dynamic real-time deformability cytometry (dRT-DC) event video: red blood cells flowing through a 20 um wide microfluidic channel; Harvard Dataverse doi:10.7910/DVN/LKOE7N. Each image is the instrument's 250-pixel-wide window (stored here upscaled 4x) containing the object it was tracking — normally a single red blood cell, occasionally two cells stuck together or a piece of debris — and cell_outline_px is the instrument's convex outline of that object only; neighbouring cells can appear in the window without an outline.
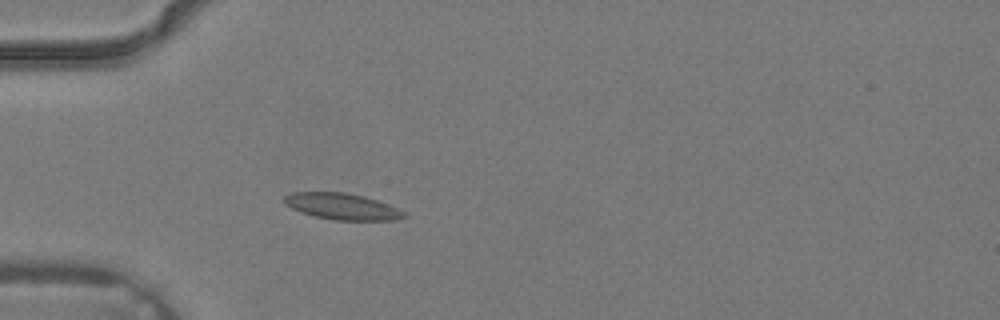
{"species": "common noctule bat (a hibernating species)", "species_latin": "Nyctalus noctula", "temperature_condition": "warm", "stored_images_in_passage": 5, "camera_frame_rate_fps": 3000, "um_per_image_px": 0.085, "animal": {"sex": "male", "body_mass_g": 19.2, "forearm_length_mm": 51.8}, "frame": {"image": 1, "passage_image": 5, "time_ms": 1.333, "image_size_px": [1000, 320], "cell_outline_px": [[408, 216], [392, 220], [336, 220], [316, 216], [300, 212], [284, 204], [284, 196], [292, 192], [344, 192], [364, 196], [388, 204], [404, 212]], "centroid_in_image_um": [29.06, 17.54], "position_along_channel_um": 55.9, "area_um2": 18.21}}